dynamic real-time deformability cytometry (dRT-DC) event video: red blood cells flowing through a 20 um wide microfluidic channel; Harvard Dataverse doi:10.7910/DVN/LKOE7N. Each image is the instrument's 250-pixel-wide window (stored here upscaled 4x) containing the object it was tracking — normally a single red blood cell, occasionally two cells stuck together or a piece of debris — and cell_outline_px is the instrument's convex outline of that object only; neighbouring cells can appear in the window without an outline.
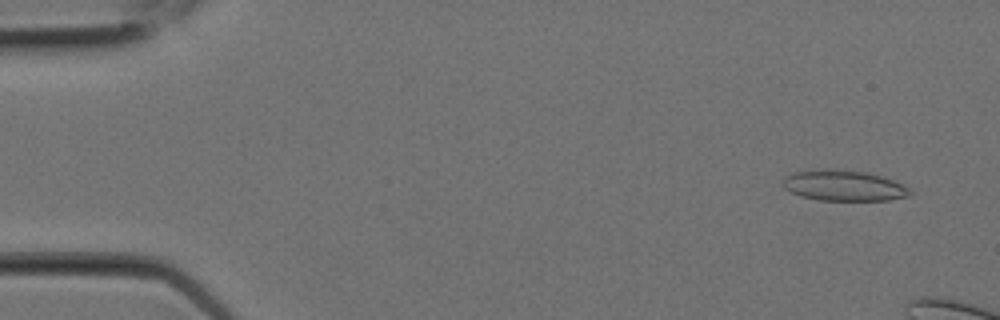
{"species": "Egyptian fruit bat (a non-hibernating species)", "species_latin": "Rousettus aegyptiacus", "temperature_condition": "room temperature", "stored_images_in_passage": 5, "camera_frame_rate_fps": 3000, "um_per_image_px": 0.085, "animal": {"sex": "female"}, "frame": {"image": 1, "passage_image": 2, "time_ms": 0.333, "image_size_px": [1000, 320], "cell_outline_px": [[912, 192], [908, 196], [888, 200], [820, 200], [800, 196], [784, 188], [784, 180], [788, 176], [796, 172], [868, 172], [884, 176], [908, 188]], "centroid_in_image_um": [71.8, 15.83], "position_along_channel_um": 13.2, "area_um2": 21.44}}